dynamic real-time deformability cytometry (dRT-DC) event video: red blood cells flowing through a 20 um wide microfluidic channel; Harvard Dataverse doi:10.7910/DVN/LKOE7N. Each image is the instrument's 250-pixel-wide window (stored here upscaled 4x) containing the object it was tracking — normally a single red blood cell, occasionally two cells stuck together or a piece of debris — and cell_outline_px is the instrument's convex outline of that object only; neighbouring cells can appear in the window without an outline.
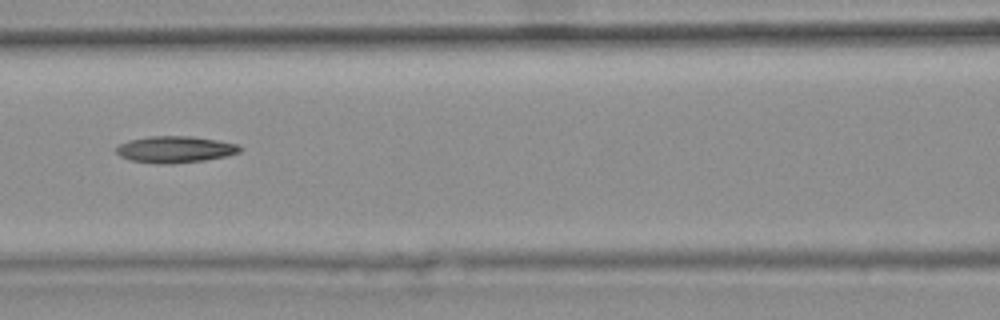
{"species": "common noctule bat (a hibernating species)", "species_latin": "Nyctalus noctula", "temperature_condition": "warm", "stored_images_in_passage": 4, "camera_frame_rate_fps": 3000, "um_per_image_px": 0.085, "animal": {"sex": "female", "body_mass_g": 25.1}, "frame": {"image": 1, "passage_image": 4, "time_ms": 1.0, "image_size_px": [1000, 320], "cell_outline_px": [[244, 148], [240, 152], [228, 156], [204, 160], [172, 164], [156, 164], [132, 160], [120, 156], [116, 152], [116, 148], [120, 144], [128, 140], [148, 136], [192, 136], [216, 140], [236, 144]], "centroid_in_image_um": [14.89, 12.7], "position_along_channel_um": 151.7, "area_um2": 19.25}}